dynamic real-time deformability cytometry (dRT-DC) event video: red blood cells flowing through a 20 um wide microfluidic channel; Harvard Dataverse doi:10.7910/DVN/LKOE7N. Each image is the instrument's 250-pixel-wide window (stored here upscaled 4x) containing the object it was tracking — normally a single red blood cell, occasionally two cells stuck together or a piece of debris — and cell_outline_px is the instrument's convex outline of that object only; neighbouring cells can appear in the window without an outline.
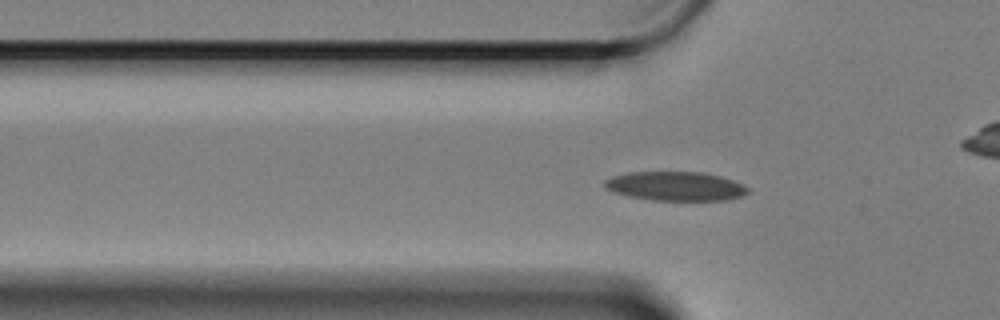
{"species": "Egyptian fruit bat (a non-hibernating species)", "species_latin": "Rousettus aegyptiacus", "temperature_condition": "cold", "stored_images_in_passage": 57, "camera_frame_rate_fps": 3000, "um_per_image_px": 0.085, "animal": {"sex": "female"}, "frame": {"image": 1, "passage_image": 14, "time_ms": 4.333, "image_size_px": [1000, 320], "cell_outline_px": [[748, 192], [744, 196], [724, 200], [652, 200], [628, 196], [612, 192], [604, 188], [604, 180], [612, 176], [628, 172], [700, 172], [720, 176], [744, 184], [748, 188]], "centroid_in_image_um": [57.39, 15.82], "position_along_channel_um": 68.4, "area_um2": 24.39}}
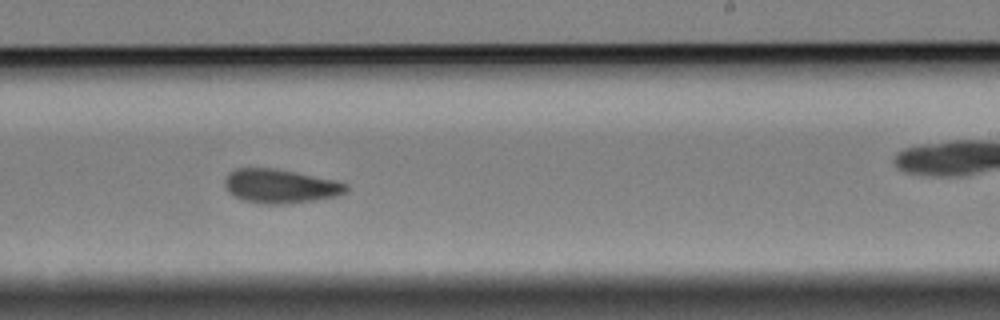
{"frame": {"image": 2, "passage_image": 32, "time_ms": 10.333, "image_size_px": [1000, 320], "cell_outline_px": [[348, 192], [336, 196], [312, 200], [284, 204], [260, 204], [244, 200], [228, 192], [224, 184], [224, 180], [228, 172], [236, 168], [276, 168], [336, 180], [348, 184]], "centroid_in_image_um": [23.82, 15.81], "position_along_channel_um": 265.2, "area_um2": 24.16}}
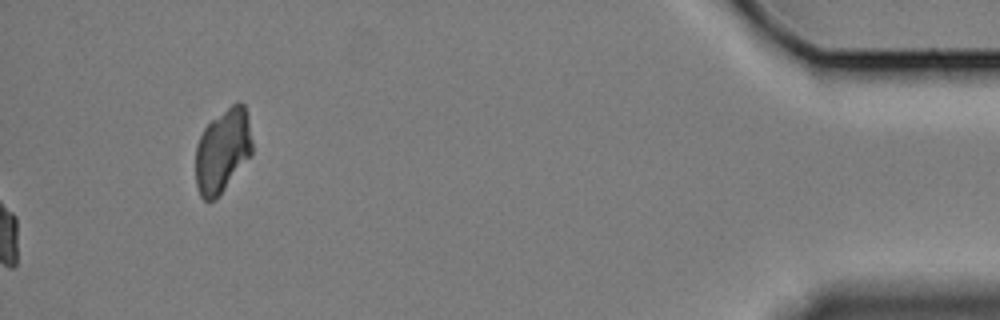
{"frame": {"image": 3, "passage_image": 57, "time_ms": 18.667, "image_size_px": [1000, 320], "cell_outline_px": [[252, 152], [220, 196], [216, 200], [204, 200], [200, 196], [196, 184], [196, 144], [204, 128], [212, 120], [232, 104], [240, 100], [244, 104], [248, 116], [252, 140]], "centroid_in_image_um": [18.92, 12.81], "position_along_channel_um": 416.3, "area_um2": 27.57}, "authors_computed_cell_mechanics": {"area_um2": 24.0448, "velocity_mm_per_s": 3.2793, "shape_relaxation_time_tau1_ms": 5.0283, "shape_relaxation_time_tau2_ms": 3.1096, "deformation_change_tau1": 0.1166, "deformation_change_tau2": 0.0888}}